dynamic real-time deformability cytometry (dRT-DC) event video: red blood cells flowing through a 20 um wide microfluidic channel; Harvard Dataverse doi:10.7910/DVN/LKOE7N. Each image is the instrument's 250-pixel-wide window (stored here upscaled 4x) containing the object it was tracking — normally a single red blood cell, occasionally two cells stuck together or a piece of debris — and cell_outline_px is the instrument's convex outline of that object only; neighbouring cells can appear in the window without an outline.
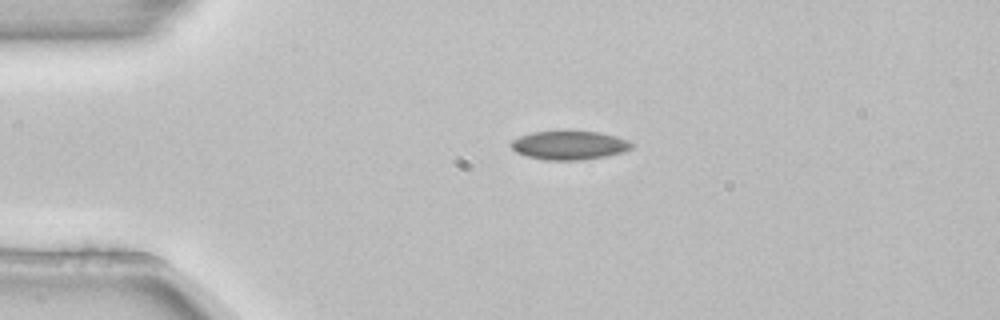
{"species": "common noctule bat (a hibernating species)", "species_latin": "Nyctalus noctula", "temperature_condition": "room temperature", "stored_images_in_passage": 1, "camera_frame_rate_fps": 3000, "um_per_image_px": 0.085, "animal": {"sex": "female", "body_mass_g": 22.7, "forearm_length_mm": 54.2}, "frame": {"image": 1, "passage_image": 1, "time_ms": 0.0, "image_size_px": [1000, 320], "cell_outline_px": [[632, 148], [620, 152], [604, 156], [584, 160], [544, 160], [528, 156], [516, 152], [508, 144], [512, 140], [520, 136], [532, 132], [568, 128], [600, 132], [616, 136], [628, 140], [632, 144]], "centroid_in_image_um": [48.35, 12.3], "position_along_channel_um": 36.7, "area_um2": 20.92}}